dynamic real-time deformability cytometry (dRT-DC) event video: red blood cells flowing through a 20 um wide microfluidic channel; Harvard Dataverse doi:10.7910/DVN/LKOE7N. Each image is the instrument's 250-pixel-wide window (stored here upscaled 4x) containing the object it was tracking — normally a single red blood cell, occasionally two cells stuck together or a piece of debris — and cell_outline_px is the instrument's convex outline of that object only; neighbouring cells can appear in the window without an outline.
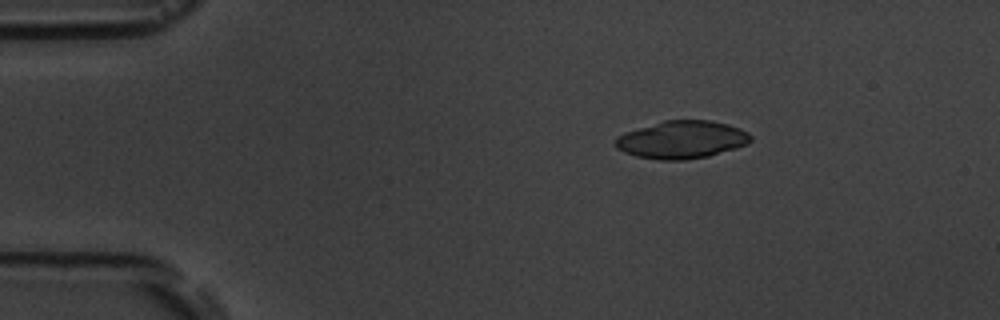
{"species": "common noctule bat (a hibernating species)", "species_latin": "Nyctalus noctula", "temperature_condition": "room temperature", "stored_images_in_passage": 3, "camera_frame_rate_fps": 3000, "um_per_image_px": 0.085, "animal": {"sex": "male", "body_mass_g": 19.5, "forearm_length_mm": 54.6}, "frame": {"image": 1, "passage_image": 1, "time_ms": 0.0, "image_size_px": [1000, 320], "cell_outline_px": [[752, 140], [748, 144], [736, 148], [708, 156], [684, 160], [660, 160], [636, 156], [624, 152], [616, 148], [616, 136], [624, 132], [664, 120], [712, 120], [728, 124], [740, 128], [748, 132], [752, 136]], "centroid_in_image_um": [57.97, 11.87], "position_along_channel_um": 27.0, "area_um2": 29.88}}